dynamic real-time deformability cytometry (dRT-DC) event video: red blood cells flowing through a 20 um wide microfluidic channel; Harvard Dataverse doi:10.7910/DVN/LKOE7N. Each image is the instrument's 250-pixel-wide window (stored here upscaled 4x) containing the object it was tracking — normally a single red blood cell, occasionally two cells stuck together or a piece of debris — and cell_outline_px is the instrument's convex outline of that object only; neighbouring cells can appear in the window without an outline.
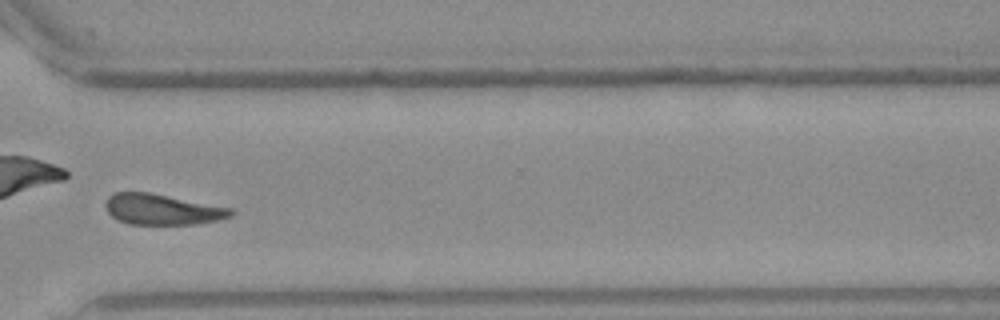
{"species": "Egyptian fruit bat (a non-hibernating species)", "species_latin": "Rousettus aegyptiacus", "temperature_condition": "warm", "stored_images_in_passage": 46, "camera_frame_rate_fps": 3000, "um_per_image_px": 0.085, "frame": {"image": 1, "passage_image": 33, "time_ms": 10.667, "image_size_px": [1000, 320], "cell_outline_px": [[236, 212], [232, 216], [220, 220], [196, 224], [128, 224], [112, 216], [108, 212], [104, 204], [108, 196], [116, 192], [148, 192], [232, 208]], "centroid_in_image_um": [13.81, 17.8], "position_along_channel_um": 356.8, "area_um2": 22.43}}